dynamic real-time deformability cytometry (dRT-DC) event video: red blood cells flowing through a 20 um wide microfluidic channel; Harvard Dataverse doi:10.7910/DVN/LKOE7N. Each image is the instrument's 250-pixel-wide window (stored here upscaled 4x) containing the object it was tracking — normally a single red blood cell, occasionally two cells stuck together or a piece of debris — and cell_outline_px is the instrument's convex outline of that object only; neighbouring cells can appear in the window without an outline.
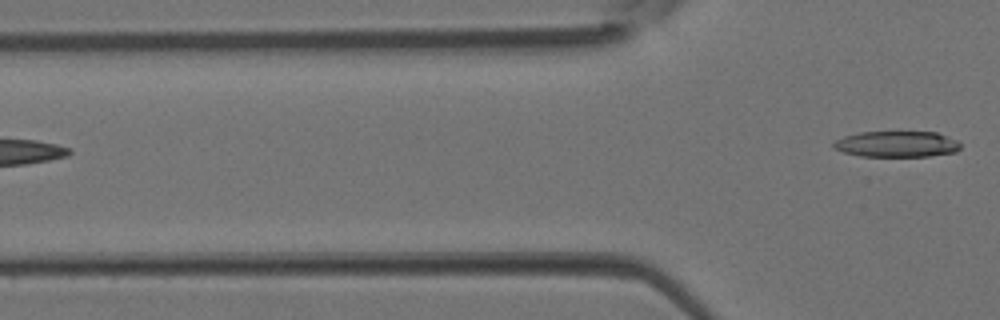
{"species": "Egyptian fruit bat (a non-hibernating species)", "species_latin": "Rousettus aegyptiacus", "temperature_condition": "room temperature", "stored_images_in_passage": 3, "camera_frame_rate_fps": 3000, "um_per_image_px": 0.085, "animal": {"sex": "female"}, "frame": {"image": 1, "passage_image": 3, "time_ms": 0.667, "image_size_px": [1000, 320], "cell_outline_px": [[960, 148], [956, 152], [928, 156], [860, 156], [844, 152], [832, 148], [832, 144], [836, 140], [844, 136], [860, 132], [936, 132], [956, 140], [960, 144]], "centroid_in_image_um": [76.2, 12.25], "position_along_channel_um": 49.6, "area_um2": 19.13}}